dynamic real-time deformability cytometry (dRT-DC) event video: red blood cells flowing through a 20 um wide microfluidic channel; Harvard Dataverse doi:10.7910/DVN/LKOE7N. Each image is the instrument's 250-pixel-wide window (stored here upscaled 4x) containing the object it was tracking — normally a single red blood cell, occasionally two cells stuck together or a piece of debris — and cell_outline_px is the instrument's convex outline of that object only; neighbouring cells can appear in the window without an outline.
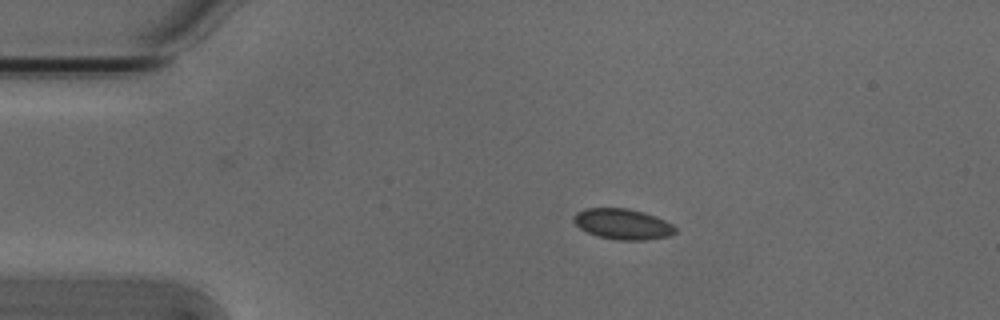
{"species": "Egyptian fruit bat (a non-hibernating species)", "species_latin": "Rousettus aegyptiacus", "temperature_condition": "cold", "stored_images_in_passage": 4, "camera_frame_rate_fps": 3000, "um_per_image_px": 0.085, "animal": {"sex": "male"}, "frame": {"image": 1, "passage_image": 1, "time_ms": 0.0, "image_size_px": [1000, 320], "cell_outline_px": [[676, 232], [668, 236], [644, 240], [616, 240], [600, 236], [588, 232], [580, 228], [572, 220], [572, 216], [576, 212], [584, 208], [628, 208], [644, 212], [664, 220], [672, 224], [676, 228]], "centroid_in_image_um": [52.9, 19.03], "position_along_channel_um": 32.1, "area_um2": 18.09}}
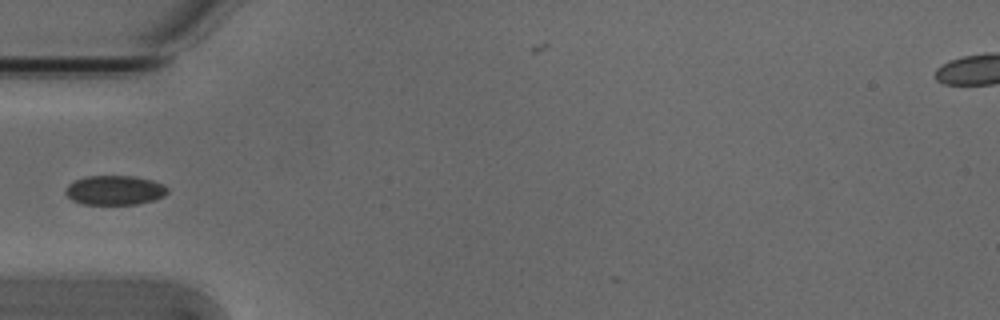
{"frame": {"image": 2, "passage_image": 3, "time_ms": 0.667, "image_size_px": [1000, 320], "cell_outline_px": [[168, 192], [164, 196], [156, 200], [136, 204], [80, 204], [72, 200], [64, 192], [68, 184], [76, 180], [88, 176], [136, 176], [152, 180], [164, 184], [168, 188]], "centroid_in_image_um": [9.78, 16.17], "position_along_channel_um": 75.2, "area_um2": 17.63}}